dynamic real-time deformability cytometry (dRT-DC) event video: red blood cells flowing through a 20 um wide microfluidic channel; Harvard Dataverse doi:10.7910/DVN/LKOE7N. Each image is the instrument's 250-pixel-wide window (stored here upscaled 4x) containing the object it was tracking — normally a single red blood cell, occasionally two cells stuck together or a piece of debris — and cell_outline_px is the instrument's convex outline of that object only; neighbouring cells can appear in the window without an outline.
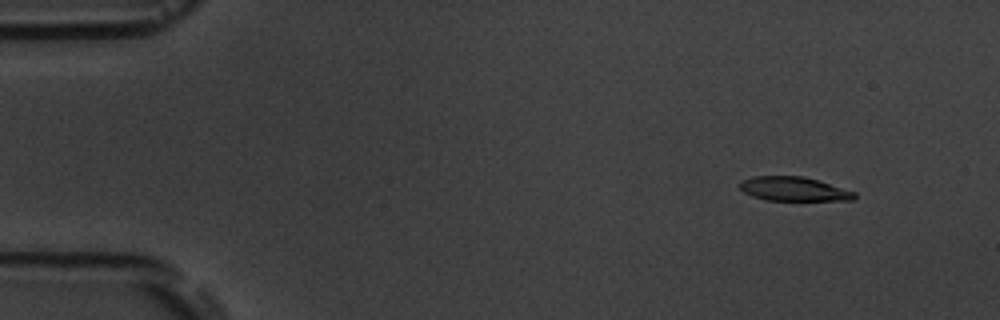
{"species": "common noctule bat (a hibernating species)", "species_latin": "Nyctalus noctula", "temperature_condition": "room temperature", "stored_images_in_passage": 5, "camera_frame_rate_fps": 3000, "um_per_image_px": 0.085, "animal": {"sex": "male", "body_mass_g": 19.5, "forearm_length_mm": 54.6}, "frame": {"image": 1, "passage_image": 2, "time_ms": 1.0, "image_size_px": [1000, 320], "cell_outline_px": [[856, 196], [852, 200], [764, 200], [752, 196], [744, 192], [740, 188], [740, 184], [744, 180], [752, 176], [800, 176], [816, 180], [856, 192]], "centroid_in_image_um": [67.45, 16.07], "position_along_channel_um": 17.6, "area_um2": 15.84}}
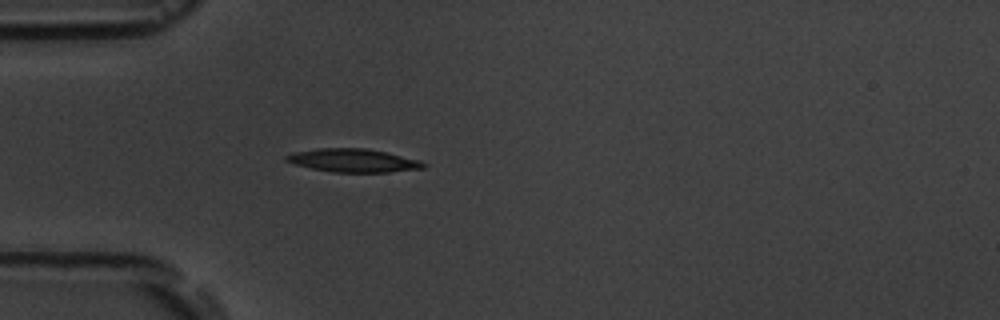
{"frame": {"image": 2, "passage_image": 5, "time_ms": 4.667, "image_size_px": [1000, 320], "cell_outline_px": [[428, 164], [424, 168], [388, 172], [332, 172], [312, 168], [296, 164], [284, 160], [284, 156], [292, 152], [316, 148], [364, 148], [384, 152], [420, 160]], "centroid_in_image_um": [30.0, 13.63], "position_along_channel_um": 55.0, "area_um2": 18.55}}